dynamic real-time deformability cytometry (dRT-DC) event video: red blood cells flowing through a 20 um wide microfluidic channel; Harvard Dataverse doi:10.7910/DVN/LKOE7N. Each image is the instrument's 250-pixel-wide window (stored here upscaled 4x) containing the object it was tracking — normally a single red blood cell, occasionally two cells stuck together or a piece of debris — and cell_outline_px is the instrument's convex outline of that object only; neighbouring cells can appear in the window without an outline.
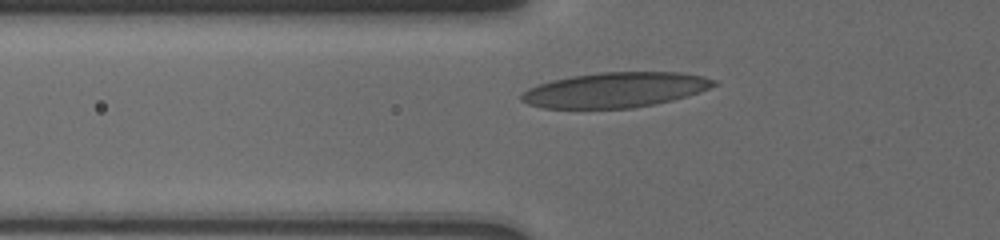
{"species": "human", "species_latin": "Homo sapiens", "temperature_condition": "cold", "stored_images_in_passage": 42, "camera_frame_rate_fps": 3000, "um_per_image_px": 0.085, "donor": {"sex": "male"}, "frame": {"image": 1, "passage_image": 3, "time_ms": 0.333, "image_size_px": [1000, 240], "cell_outline_px": [[720, 84], [700, 92], [672, 100], [632, 108], [544, 108], [528, 104], [520, 100], [520, 96], [528, 88], [552, 80], [572, 76], [600, 72], [680, 72], [704, 76], [716, 80]], "centroid_in_image_um": [52.33, 7.63], "position_along_channel_um": 73.5, "area_um2": 39.3}}
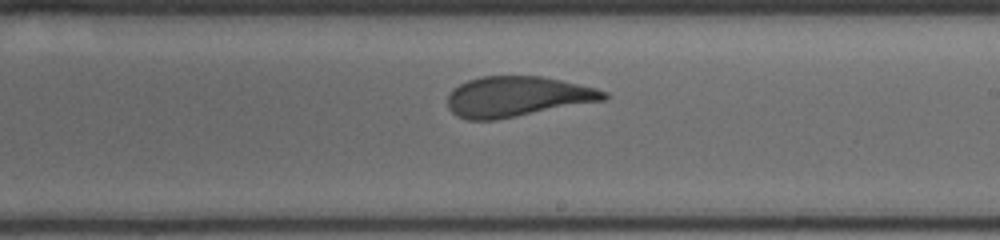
{"frame": {"image": 2, "passage_image": 30, "time_ms": 5.0, "image_size_px": [1000, 240], "cell_outline_px": [[608, 100], [496, 120], [468, 120], [456, 116], [448, 108], [448, 92], [452, 88], [468, 80], [480, 76], [540, 76], [560, 80], [596, 88], [608, 92]], "centroid_in_image_um": [43.96, 8.22], "position_along_channel_um": 245.0, "area_um2": 37.05}}
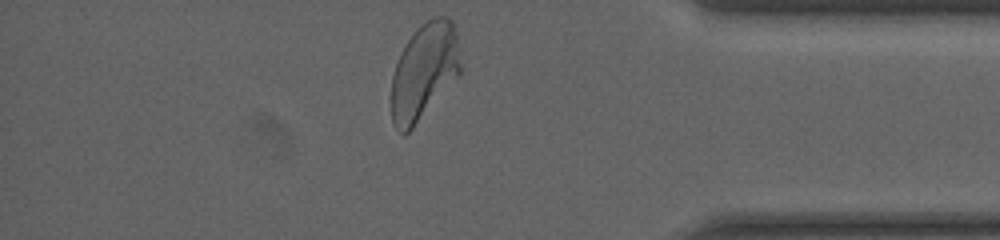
{"frame": {"image": 3, "passage_image": 42, "time_ms": 9.667, "image_size_px": [1000, 240], "cell_outline_px": [[460, 72], [412, 128], [404, 136], [392, 124], [392, 76], [400, 52], [416, 28], [420, 24], [436, 16], [444, 16], [452, 20], [456, 32], [460, 64]], "centroid_in_image_um": [36.02, 6.04], "position_along_channel_um": 399.2, "area_um2": 38.09}, "authors_computed_cell_mechanics": {"area_um2": 37.0498, "velocity_mm_per_s": 3.7082, "shape_relaxation_time_tau1_ms": 4.2165, "shape_relaxation_time_tau2_ms": 0.8036, "deformation_change_tau1": 0.1758, "deformation_change_tau2": 0.092}}